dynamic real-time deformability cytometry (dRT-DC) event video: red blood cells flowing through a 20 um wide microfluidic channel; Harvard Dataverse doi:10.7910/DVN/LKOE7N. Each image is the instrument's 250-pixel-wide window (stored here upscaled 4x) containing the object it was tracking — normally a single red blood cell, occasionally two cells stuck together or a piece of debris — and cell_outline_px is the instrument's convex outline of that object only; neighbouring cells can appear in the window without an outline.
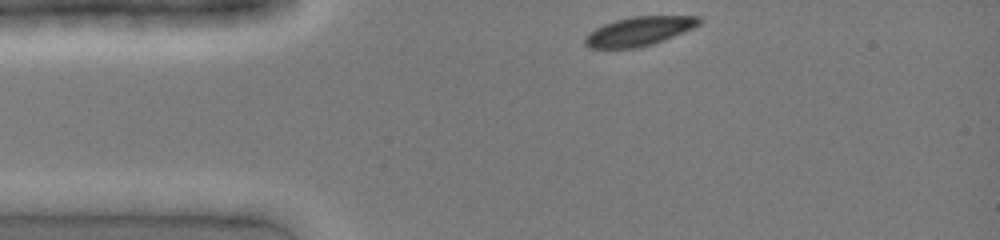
{"species": "common noctule bat (a hibernating species)", "species_latin": "Nyctalus noctula", "temperature_condition": "cold", "stored_images_in_passage": 26, "camera_frame_rate_fps": 3000, "um_per_image_px": 0.085, "animal": {"sex": "female", "body_mass_g": 19.0, "forearm_length_mm": 51.5}, "frame": {"image": 1, "passage_image": 1, "time_ms": 0.0, "image_size_px": [1000, 240], "cell_outline_px": [[700, 24], [684, 32], [664, 40], [652, 44], [636, 48], [588, 48], [584, 44], [584, 36], [588, 32], [604, 24], [616, 20], [632, 16], [700, 16]], "centroid_in_image_um": [54.28, 2.66], "position_along_channel_um": 30.7, "area_um2": 19.31}}
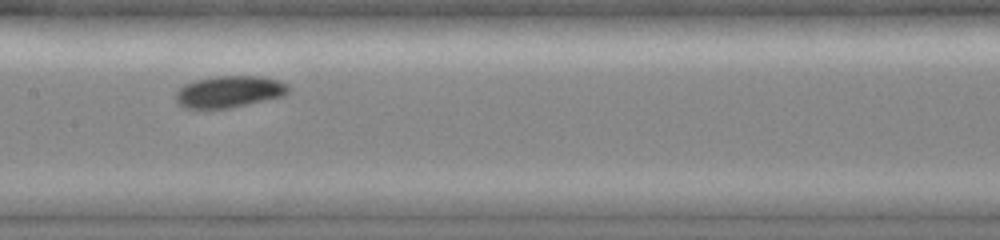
{"frame": {"image": 2, "passage_image": 14, "time_ms": 4.333, "image_size_px": [1000, 240], "cell_outline_px": [[288, 92], [284, 96], [228, 108], [188, 108], [180, 104], [176, 100], [176, 92], [184, 84], [196, 80], [216, 76], [260, 76], [280, 80], [288, 84]], "centroid_in_image_um": [19.51, 7.78], "position_along_channel_um": 187.9, "area_um2": 20.63}}
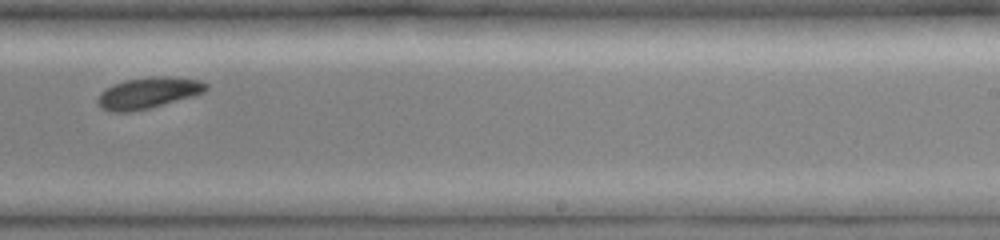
{"frame": {"image": 3, "passage_image": 20, "time_ms": 6.333, "image_size_px": [1000, 240], "cell_outline_px": [[208, 88], [204, 92], [148, 108], [128, 112], [112, 112], [100, 108], [100, 92], [112, 84], [124, 80], [152, 76], [168, 76], [200, 80], [208, 84]], "centroid_in_image_um": [12.59, 7.87], "position_along_channel_um": 276.4, "area_um2": 19.36}}